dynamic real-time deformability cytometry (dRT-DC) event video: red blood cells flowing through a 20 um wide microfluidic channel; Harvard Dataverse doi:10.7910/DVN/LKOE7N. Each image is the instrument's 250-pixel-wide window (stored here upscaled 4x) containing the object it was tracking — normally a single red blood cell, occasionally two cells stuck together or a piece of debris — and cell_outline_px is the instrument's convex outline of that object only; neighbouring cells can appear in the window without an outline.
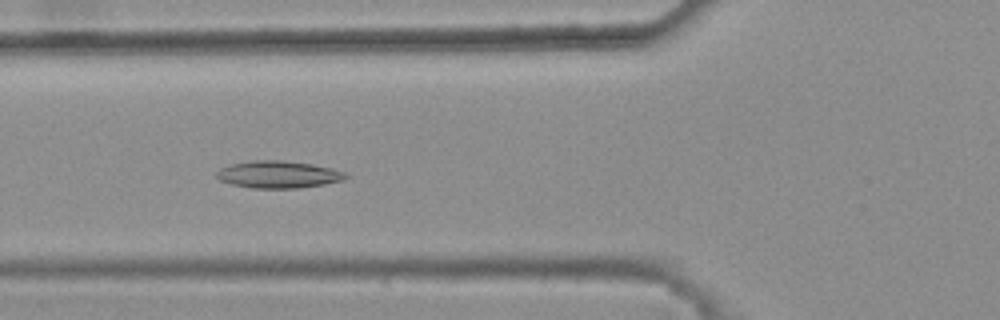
{"species": "common noctule bat (a hibernating species)", "species_latin": "Nyctalus noctula", "temperature_condition": "warm", "stored_images_in_passage": 34, "camera_frame_rate_fps": 3000, "um_per_image_px": 0.085, "animal": {"sex": "female", "body_mass_g": 25.1}, "frame": {"image": 1, "passage_image": 9, "time_ms": 2.667, "image_size_px": [1000, 320], "cell_outline_px": [[352, 176], [344, 180], [324, 184], [296, 188], [252, 188], [232, 184], [220, 180], [216, 176], [216, 172], [220, 168], [232, 164], [252, 160], [284, 160], [312, 164], [332, 168], [344, 172]], "centroid_in_image_um": [23.69, 14.82], "position_along_channel_um": 102.1, "area_um2": 20.52}}
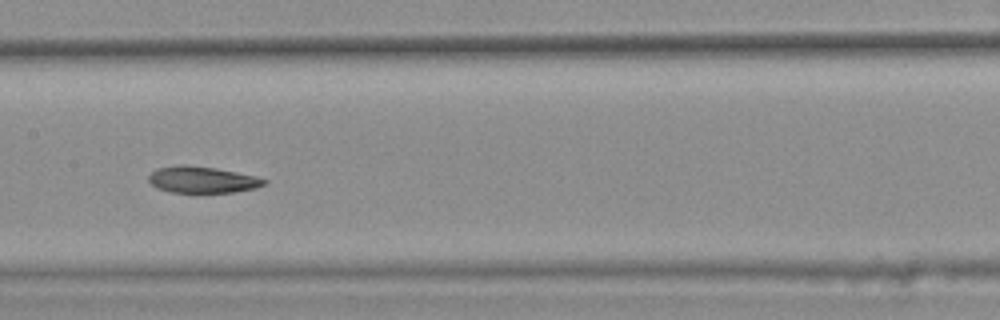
{"frame": {"image": 2, "passage_image": 16, "time_ms": 5.0, "image_size_px": [1000, 320], "cell_outline_px": [[268, 180], [264, 184], [256, 188], [232, 192], [172, 192], [156, 188], [148, 180], [148, 176], [156, 168], [176, 164], [188, 164], [216, 168], [256, 176]], "centroid_in_image_um": [17.16, 15.25], "position_along_channel_um": 190.2, "area_um2": 17.92}}
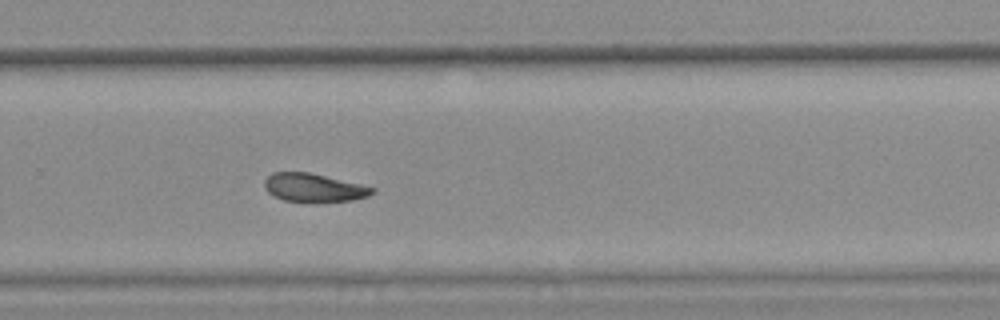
{"frame": {"image": 3, "passage_image": 25, "time_ms": 8.0, "image_size_px": [1000, 320], "cell_outline_px": [[376, 192], [368, 196], [352, 200], [308, 204], [284, 200], [268, 192], [264, 188], [264, 180], [272, 172], [308, 172], [360, 184], [376, 188]], "centroid_in_image_um": [26.67, 15.98], "position_along_channel_um": 303.1, "area_um2": 18.21}, "authors_computed_cell_mechanics": {"area_um2": 18.8717, "velocity_mm_per_s": 3.7716, "shape_relaxation_time_tau1_ms": null, "shape_relaxation_time_tau2_ms": 4.4084, "deformation_change_tau1": null, "deformation_change_tau2": 0.0921}}